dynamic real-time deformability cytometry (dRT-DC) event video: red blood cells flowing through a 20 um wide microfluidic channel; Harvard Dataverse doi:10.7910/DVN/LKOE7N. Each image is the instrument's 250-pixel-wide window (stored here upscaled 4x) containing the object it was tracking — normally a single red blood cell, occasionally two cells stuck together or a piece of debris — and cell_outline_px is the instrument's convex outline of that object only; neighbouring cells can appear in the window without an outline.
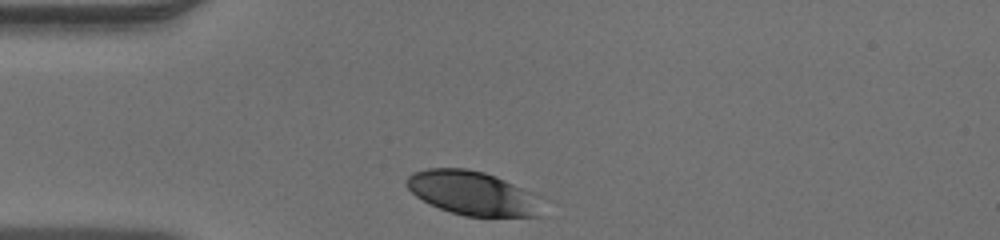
{"species": "human", "species_latin": "Homo sapiens", "temperature_condition": "warm", "stored_images_in_passage": 28, "camera_frame_rate_fps": 3000, "um_per_image_px": 0.085, "donor": {"sex": "male"}, "frame": {"image": 1, "passage_image": 1, "time_ms": 0.0, "image_size_px": [1000, 240], "cell_outline_px": [[540, 216], [464, 216], [440, 208], [416, 196], [404, 184], [404, 180], [412, 172], [428, 168], [468, 168], [484, 172], [496, 176], [532, 192], [540, 196]], "centroid_in_image_um": [40.16, 16.4], "position_along_channel_um": 44.8, "area_um2": 34.68}}
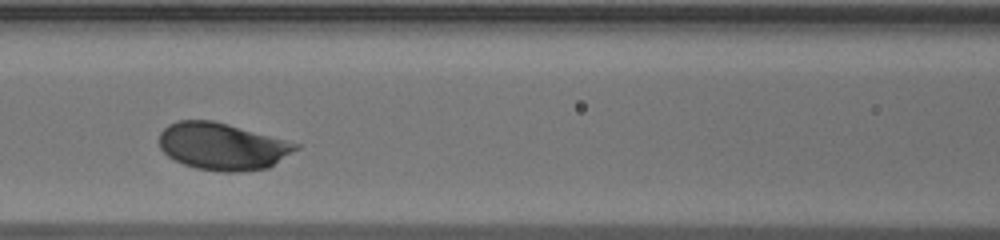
{"frame": {"image": 2, "passage_image": 10, "time_ms": 3.0, "image_size_px": [1000, 240], "cell_outline_px": [[300, 148], [268, 168], [240, 172], [220, 172], [196, 168], [184, 164], [168, 156], [160, 148], [160, 132], [168, 124], [180, 120], [212, 120], [228, 124], [300, 144]], "centroid_in_image_um": [18.91, 12.45], "position_along_channel_um": 147.7, "area_um2": 37.4}}
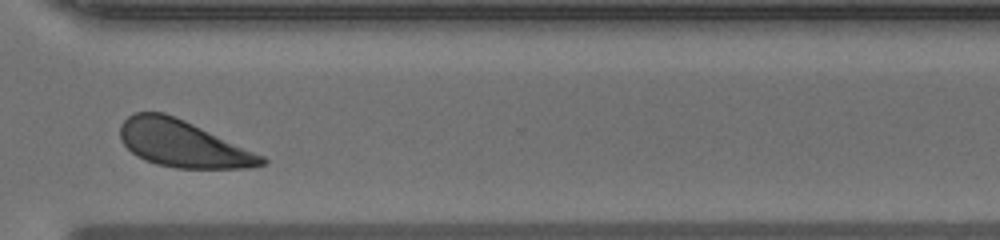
{"frame": {"image": 3, "passage_image": 25, "time_ms": 8.0, "image_size_px": [1000, 240], "cell_outline_px": [[268, 164], [248, 168], [176, 168], [156, 164], [144, 160], [136, 156], [120, 140], [120, 124], [128, 116], [136, 112], [164, 112], [184, 120], [264, 156], [268, 160]], "centroid_in_image_um": [15.52, 12.23], "position_along_channel_um": 355.1, "area_um2": 38.38}}